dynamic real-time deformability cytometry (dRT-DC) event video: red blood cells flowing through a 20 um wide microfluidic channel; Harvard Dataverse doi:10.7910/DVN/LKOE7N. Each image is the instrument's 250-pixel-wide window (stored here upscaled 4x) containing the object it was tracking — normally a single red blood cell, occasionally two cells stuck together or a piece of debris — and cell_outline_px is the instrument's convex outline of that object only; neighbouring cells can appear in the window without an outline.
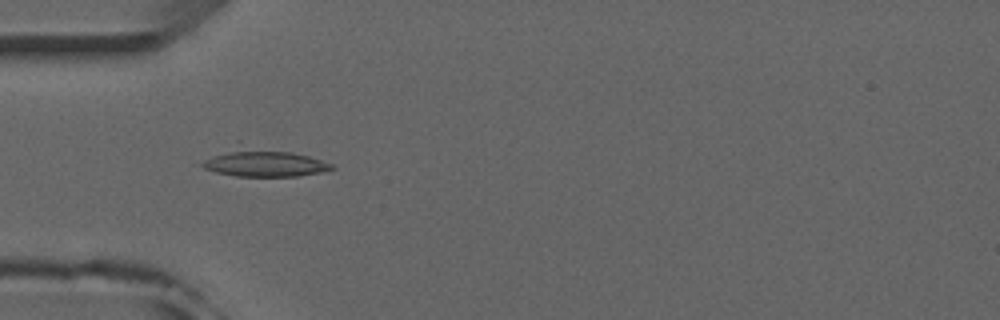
{"species": "common noctule bat (a hibernating species)", "species_latin": "Nyctalus noctula", "temperature_condition": "room temperature", "stored_images_in_passage": 44, "camera_frame_rate_fps": 3000, "um_per_image_px": 0.085, "animal": {"sex": "male", "forearm_length_mm": 52.5}, "frame": {"image": 1, "passage_image": 9, "time_ms": 2.667, "image_size_px": [1000, 320], "cell_outline_px": [[336, 168], [320, 172], [296, 176], [236, 176], [216, 172], [204, 168], [200, 164], [204, 160], [236, 140], [292, 152], [308, 156], [332, 164]], "centroid_in_image_um": [22.29, 13.74], "position_along_channel_um": 62.7, "area_um2": 22.02}}
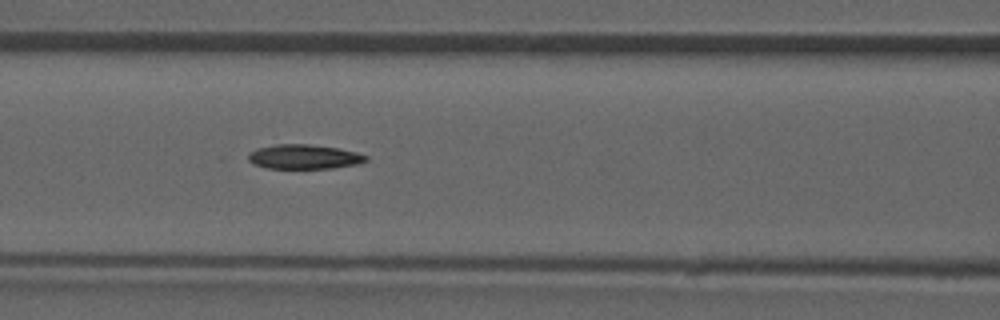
{"frame": {"image": 2, "passage_image": 15, "time_ms": 4.667, "image_size_px": [1000, 320], "cell_outline_px": [[368, 160], [356, 164], [332, 168], [268, 168], [252, 164], [248, 160], [248, 152], [256, 148], [276, 144], [308, 144], [336, 148], [356, 152], [368, 156]], "centroid_in_image_um": [25.79, 13.32], "position_along_channel_um": 140.8, "area_um2": 16.76}}
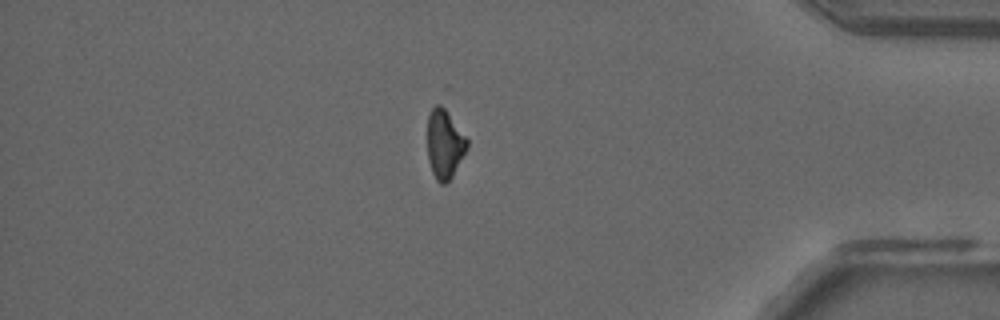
{"frame": {"image": 3, "passage_image": 37, "time_ms": 12.0, "image_size_px": [1000, 320], "cell_outline_px": [[468, 148], [452, 176], [444, 184], [440, 184], [436, 180], [432, 172], [428, 160], [428, 116], [432, 108], [436, 104], [440, 104], [444, 108], [468, 140]], "centroid_in_image_um": [37.78, 12.26], "position_along_channel_um": 397.4, "area_um2": 15.72}, "authors_computed_cell_mechanics": {"area_um2": 16.9932, "velocity_mm_per_s": 3.9777, "shape_relaxation_time_tau1_ms": 10.4034, "shape_relaxation_time_tau2_ms": null, "deformation_change_tau1": 0.2165, "deformation_change_tau2": null}}